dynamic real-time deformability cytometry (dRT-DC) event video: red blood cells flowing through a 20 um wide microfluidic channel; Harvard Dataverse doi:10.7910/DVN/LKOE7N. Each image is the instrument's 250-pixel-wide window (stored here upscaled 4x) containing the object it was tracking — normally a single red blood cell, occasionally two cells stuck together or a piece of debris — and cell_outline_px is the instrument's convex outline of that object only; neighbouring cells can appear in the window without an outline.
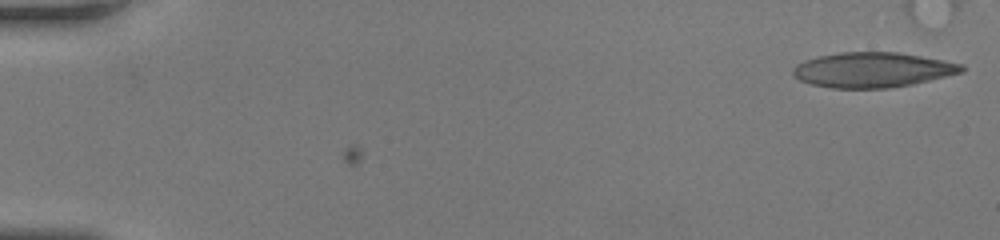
{"species": "human", "species_latin": "Homo sapiens", "temperature_condition": "room temperature", "stored_images_in_passage": 3, "camera_frame_rate_fps": 3000, "um_per_image_px": 0.085, "donor": {"sex": "female"}, "frame": {"image": 1, "passage_image": 1, "time_ms": 0.0, "image_size_px": [1000, 240], "cell_outline_px": [[964, 72], [912, 84], [888, 88], [832, 88], [812, 84], [800, 80], [792, 72], [792, 68], [796, 64], [804, 60], [820, 56], [840, 52], [896, 52], [920, 56], [964, 64]], "centroid_in_image_um": [74.17, 5.94], "position_along_channel_um": 10.8, "area_um2": 34.28}}